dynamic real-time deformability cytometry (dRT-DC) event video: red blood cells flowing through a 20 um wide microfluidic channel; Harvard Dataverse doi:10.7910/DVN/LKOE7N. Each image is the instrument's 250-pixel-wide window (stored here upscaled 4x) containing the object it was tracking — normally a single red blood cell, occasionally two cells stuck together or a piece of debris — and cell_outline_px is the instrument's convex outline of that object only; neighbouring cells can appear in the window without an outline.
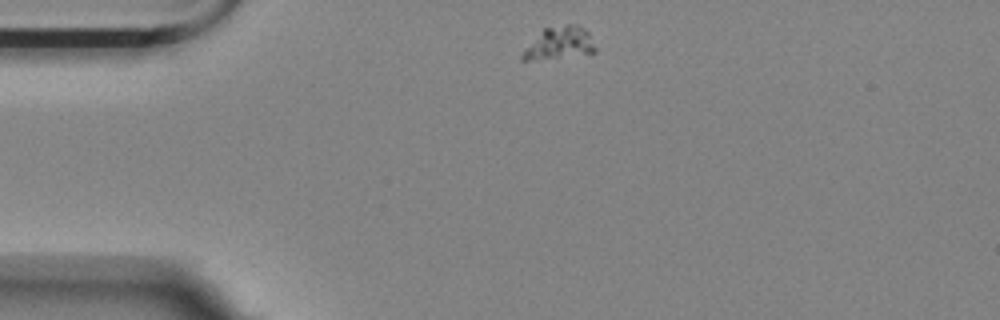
{"species": "Egyptian fruit bat (a non-hibernating species)", "species_latin": "Rousettus aegyptiacus", "temperature_condition": "room temperature", "stored_images_in_passage": 47, "camera_frame_rate_fps": 3000, "um_per_image_px": 0.085, "animal": {"sex": "female"}, "frame": {"image": 1, "passage_image": 1, "time_ms": 0.0, "image_size_px": [1000, 320], "cell_outline_px": [[596, 52], [528, 60], [520, 60], [520, 56], [540, 32], [544, 28], [568, 24], [576, 24], [584, 28], [588, 32], [596, 48]], "centroid_in_image_um": [47.57, 3.64], "position_along_channel_um": 37.4, "area_um2": 13.18}}
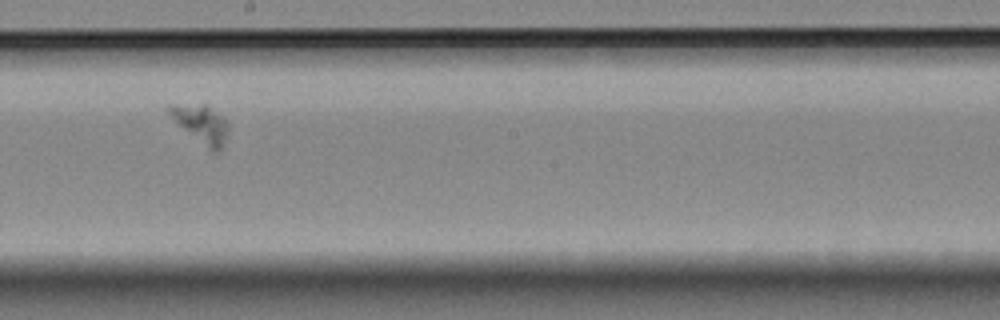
{"frame": {"image": 2, "passage_image": 21, "time_ms": 6.667, "image_size_px": [1000, 320], "cell_outline_px": [[228, 132], [220, 152], [212, 152], [180, 124], [164, 108], [168, 104], [208, 104], [228, 124]], "centroid_in_image_um": [17.11, 10.51], "position_along_channel_um": 231.1, "area_um2": 12.72}}
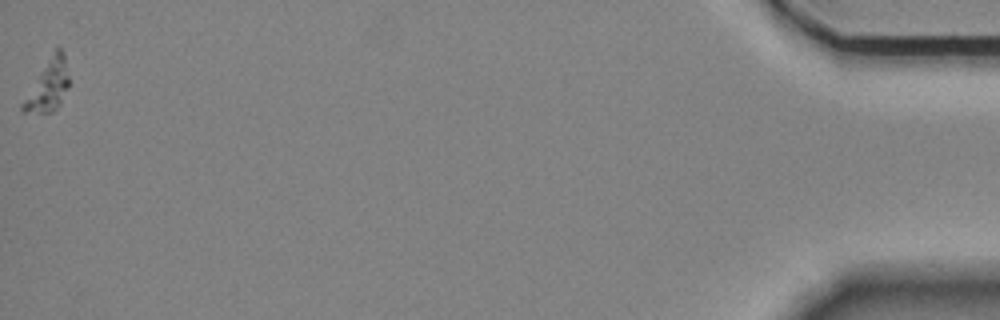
{"frame": {"image": 3, "passage_image": 47, "time_ms": 15.333, "image_size_px": [1000, 320], "cell_outline_px": [[72, 80], [60, 104], [52, 112], [24, 112], [20, 108], [20, 104], [56, 48], [60, 48], [64, 52]], "centroid_in_image_um": [4.15, 7.28], "position_along_channel_um": 431.0, "area_um2": 13.64}}